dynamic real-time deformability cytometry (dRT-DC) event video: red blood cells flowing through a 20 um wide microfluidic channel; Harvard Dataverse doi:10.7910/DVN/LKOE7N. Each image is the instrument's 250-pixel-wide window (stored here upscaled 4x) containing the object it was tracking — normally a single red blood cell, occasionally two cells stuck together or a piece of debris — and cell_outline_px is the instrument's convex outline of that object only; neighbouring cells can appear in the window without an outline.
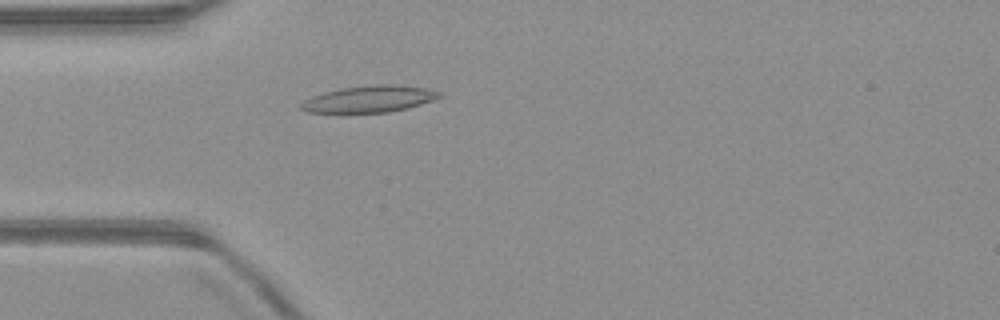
{"species": "common noctule bat (a hibernating species)", "species_latin": "Nyctalus noctula", "temperature_condition": "warm", "stored_images_in_passage": 50, "camera_frame_rate_fps": 3000, "um_per_image_px": 0.085, "animal": {"sex": "male", "body_mass_g": 23.1, "forearm_length_mm": 52.7}, "frame": {"image": 1, "passage_image": 14, "time_ms": 4.333, "image_size_px": [1000, 320], "cell_outline_px": [[440, 96], [436, 100], [408, 108], [388, 112], [308, 112], [300, 108], [300, 104], [304, 100], [312, 96], [324, 92], [340, 88], [376, 84], [396, 84], [424, 88], [440, 92]], "centroid_in_image_um": [31.41, 8.41], "position_along_channel_um": 53.6, "area_um2": 21.39}}
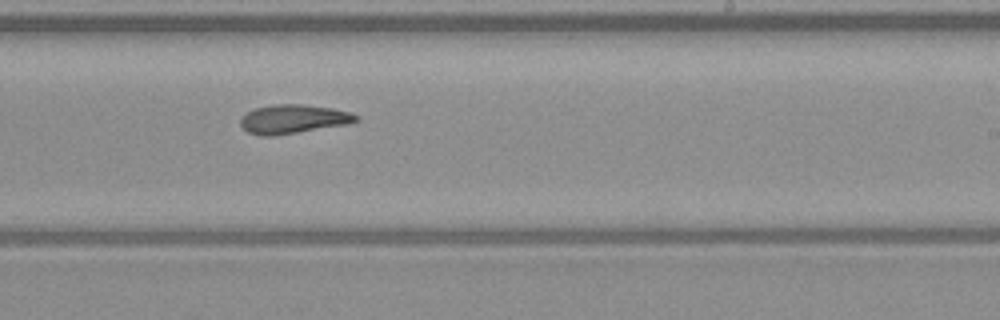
{"frame": {"image": 2, "passage_image": 30, "time_ms": 9.667, "image_size_px": [1000, 320], "cell_outline_px": [[360, 120], [348, 124], [272, 136], [264, 136], [248, 132], [240, 124], [240, 120], [252, 108], [276, 104], [304, 104], [332, 108], [352, 112], [360, 116]], "centroid_in_image_um": [24.97, 10.11], "position_along_channel_um": 264.0, "area_um2": 19.48}}
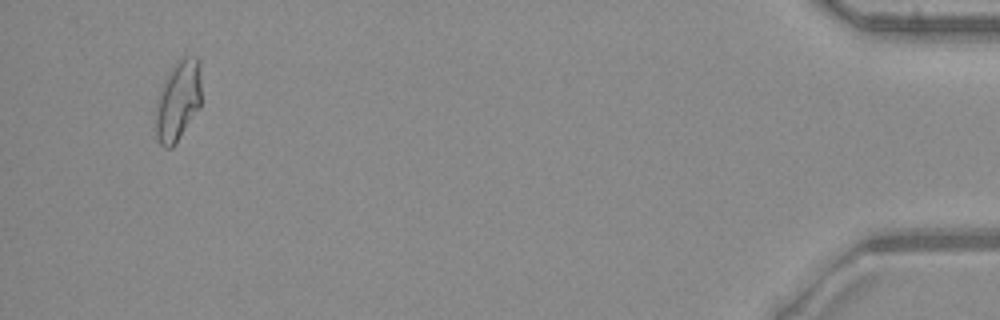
{"frame": {"image": 3, "passage_image": 48, "time_ms": 15.667, "image_size_px": [1000, 320], "cell_outline_px": [[200, 108], [172, 148], [164, 148], [160, 144], [152, 128], [156, 100], [164, 80], [168, 72], [176, 60], [184, 56], [196, 56], [200, 60]], "centroid_in_image_um": [15.08, 8.57], "position_along_channel_um": 420.1, "area_um2": 22.14}, "authors_computed_cell_mechanics": {"area_um2": 20.0277, "velocity_mm_per_s": 4.0349, "shape_relaxation_time_tau1_ms": null, "shape_relaxation_time_tau2_ms": 6.9454, "deformation_change_tau1": null, "deformation_change_tau2": 0.1697}}